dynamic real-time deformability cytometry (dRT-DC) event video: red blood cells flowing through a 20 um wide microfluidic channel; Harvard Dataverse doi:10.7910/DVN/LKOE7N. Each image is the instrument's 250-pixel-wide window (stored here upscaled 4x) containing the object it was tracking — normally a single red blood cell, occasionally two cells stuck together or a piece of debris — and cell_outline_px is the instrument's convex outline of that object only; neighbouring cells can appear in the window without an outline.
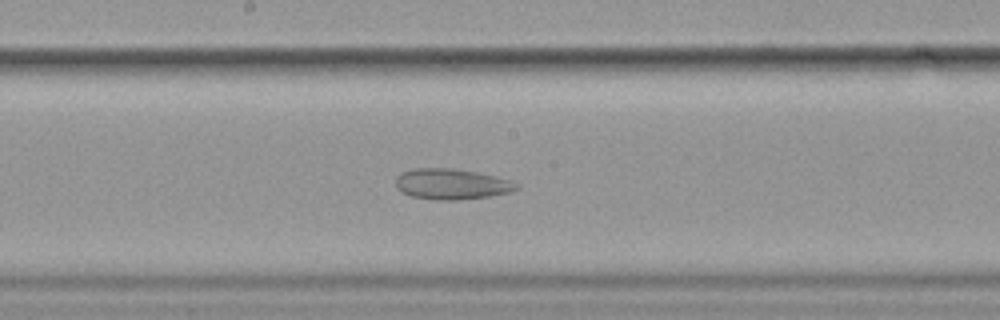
{"species": "common noctule bat (a hibernating species)", "species_latin": "Nyctalus noctula", "temperature_condition": "cold", "stored_images_in_passage": 56, "camera_frame_rate_fps": 3000, "um_per_image_px": 0.085, "animal": {"sex": "female", "body_mass_g": 19.9}, "frame": {"image": 1, "passage_image": 30, "time_ms": 9.667, "image_size_px": [1000, 320], "cell_outline_px": [[520, 188], [508, 192], [488, 196], [460, 200], [440, 200], [412, 196], [400, 192], [396, 188], [396, 176], [400, 172], [416, 168], [452, 168], [476, 172], [512, 180], [520, 184]], "centroid_in_image_um": [38.37, 15.64], "position_along_channel_um": 209.8, "area_um2": 21.68}}
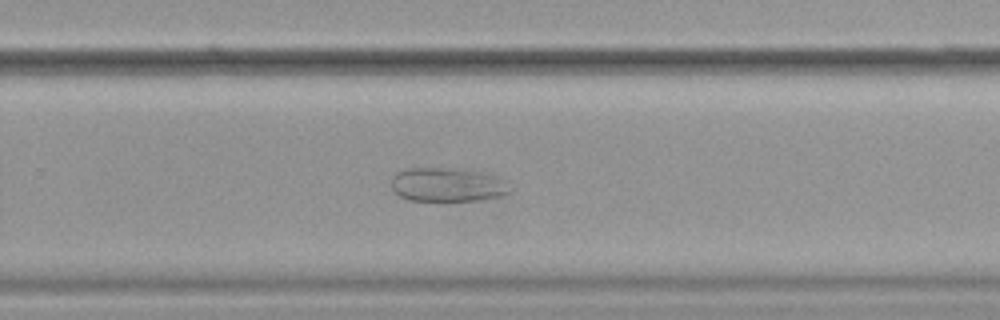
{"frame": {"image": 2, "passage_image": 37, "time_ms": 12.0, "image_size_px": [1000, 320], "cell_outline_px": [[508, 192], [500, 196], [480, 200], [408, 200], [400, 196], [392, 188], [392, 176], [396, 172], [404, 168], [456, 168], [496, 176]], "centroid_in_image_um": [37.89, 15.69], "position_along_channel_um": 291.9, "area_um2": 22.77}}
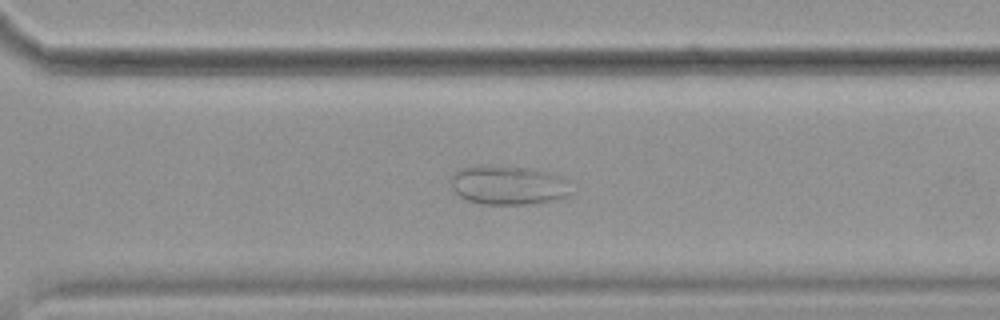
{"frame": {"image": 3, "passage_image": 40, "time_ms": 13.0, "image_size_px": [1000, 320], "cell_outline_px": [[572, 192], [568, 196], [556, 200], [528, 204], [480, 204], [468, 200], [460, 196], [452, 188], [448, 180], [448, 176], [460, 168], [500, 164], [528, 168], [560, 176]], "centroid_in_image_um": [43.12, 15.73], "position_along_channel_um": 327.5, "area_um2": 27.57}}